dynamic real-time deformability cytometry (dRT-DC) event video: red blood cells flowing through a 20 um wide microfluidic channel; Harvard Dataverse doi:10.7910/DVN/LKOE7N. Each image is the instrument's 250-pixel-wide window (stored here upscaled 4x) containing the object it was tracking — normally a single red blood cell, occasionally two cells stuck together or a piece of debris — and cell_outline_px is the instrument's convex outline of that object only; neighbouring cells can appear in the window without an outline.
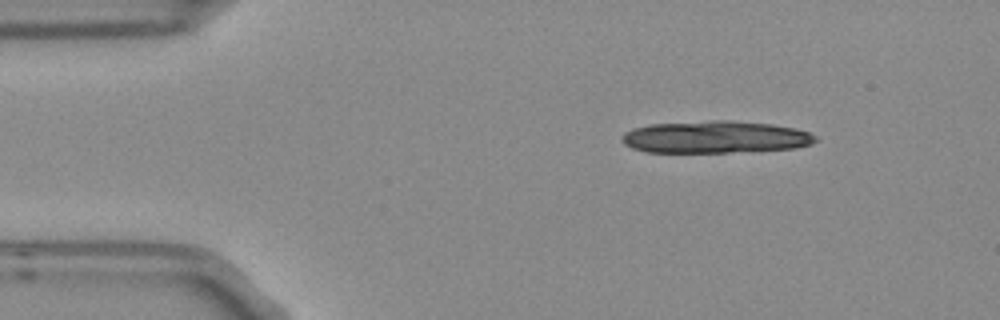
{"species": "Egyptian fruit bat (a non-hibernating species)", "species_latin": "Rousettus aegyptiacus", "temperature_condition": "room temperature", "stored_images_in_passage": 4, "camera_frame_rate_fps": 3000, "um_per_image_px": 0.085, "frame": {"image": 1, "passage_image": 1, "time_ms": 0.0, "image_size_px": [1000, 320], "cell_outline_px": [[820, 140], [812, 144], [796, 148], [728, 152], [648, 152], [632, 148], [624, 144], [624, 132], [632, 128], [652, 124], [708, 120], [732, 120], [772, 124], [796, 128], [808, 132], [816, 136]], "centroid_in_image_um": [60.85, 11.64], "position_along_channel_um": 24.2, "area_um2": 36.41}}
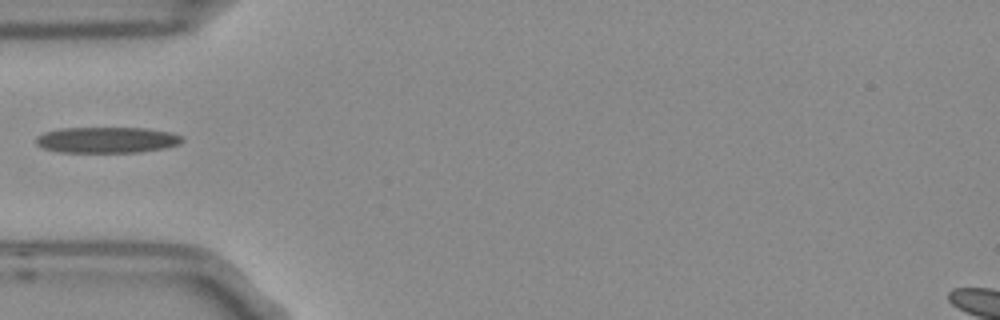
{"frame": {"image": 2, "passage_image": 4, "time_ms": 1.0, "image_size_px": [1000, 320], "cell_outline_px": [[184, 140], [180, 144], [164, 148], [140, 152], [60, 152], [40, 148], [36, 144], [36, 136], [44, 132], [60, 128], [148, 128], [172, 132], [184, 136]], "centroid_in_image_um": [9.1, 11.89], "position_along_channel_um": 75.9, "area_um2": 22.43}}